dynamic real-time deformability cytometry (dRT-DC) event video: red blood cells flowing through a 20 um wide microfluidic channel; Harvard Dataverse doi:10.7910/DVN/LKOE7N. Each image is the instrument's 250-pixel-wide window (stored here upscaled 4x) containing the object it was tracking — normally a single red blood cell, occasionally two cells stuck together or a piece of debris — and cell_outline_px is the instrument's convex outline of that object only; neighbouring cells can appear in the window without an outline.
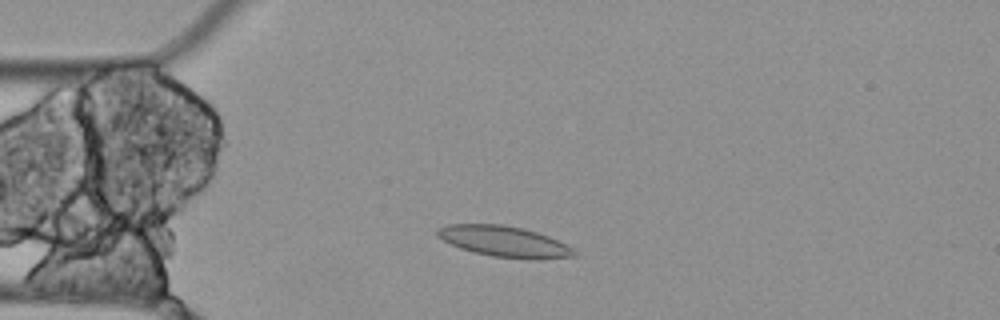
{"species": "Egyptian fruit bat (a non-hibernating species)", "species_latin": "Rousettus aegyptiacus", "temperature_condition": "cold", "stored_images_in_passage": 4, "camera_frame_rate_fps": 3000, "um_per_image_px": 0.085, "animal": {"sex": "female"}, "frame": {"image": 1, "passage_image": 3, "time_ms": 0.667, "image_size_px": [1000, 320], "cell_outline_px": [[580, 252], [576, 256], [532, 260], [492, 256], [472, 252], [460, 248], [436, 236], [436, 228], [444, 224], [500, 224], [524, 228], [548, 236]], "centroid_in_image_um": [42.84, 20.53], "position_along_channel_um": 42.2, "area_um2": 24.74}}